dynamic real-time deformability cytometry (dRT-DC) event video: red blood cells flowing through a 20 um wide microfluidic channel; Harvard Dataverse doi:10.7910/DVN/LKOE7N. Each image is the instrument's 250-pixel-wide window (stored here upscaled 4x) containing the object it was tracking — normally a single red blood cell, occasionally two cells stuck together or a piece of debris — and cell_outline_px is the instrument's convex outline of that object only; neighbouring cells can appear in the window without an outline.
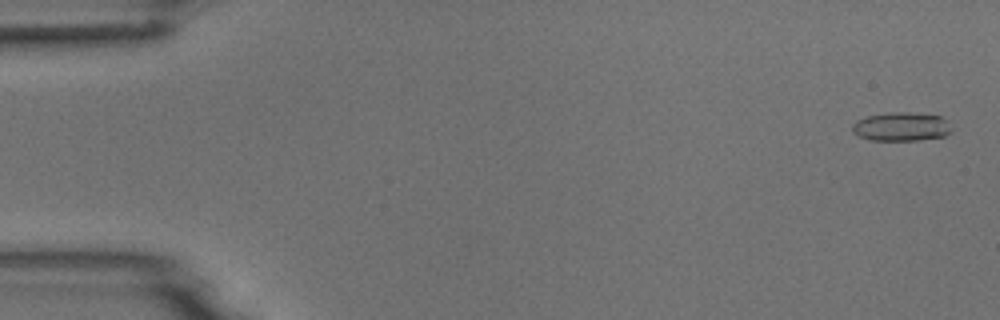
{"species": "common noctule bat (a hibernating species)", "species_latin": "Nyctalus noctula", "temperature_condition": "room temperature", "stored_images_in_passage": 55, "camera_frame_rate_fps": 3000, "um_per_image_px": 0.085, "animal": {"sex": "male", "body_mass_g": 18.8}, "frame": {"image": 1, "passage_image": 2, "time_ms": 0.333, "image_size_px": [1000, 320], "cell_outline_px": [[952, 128], [944, 136], [916, 140], [872, 140], [860, 136], [852, 132], [852, 124], [856, 120], [868, 116], [892, 112], [908, 112], [940, 116], [948, 120]], "centroid_in_image_um": [76.61, 10.76], "position_along_channel_um": 8.4, "area_um2": 16.53}}
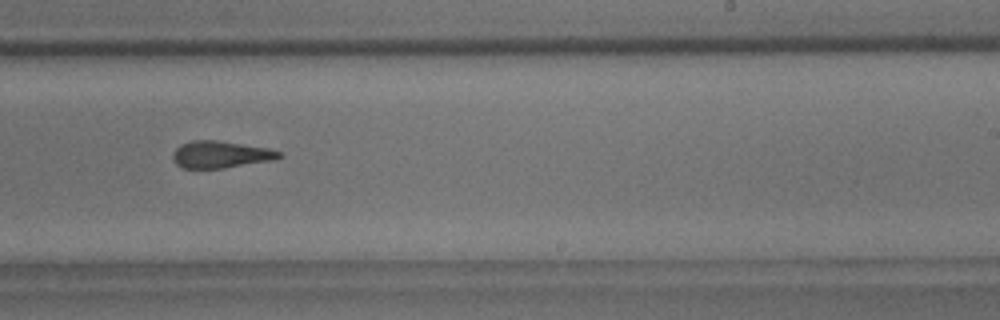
{"frame": {"image": 2, "passage_image": 34, "time_ms": 11.0, "image_size_px": [1000, 320], "cell_outline_px": [[284, 156], [276, 160], [224, 168], [184, 168], [176, 164], [172, 160], [172, 152], [180, 144], [192, 140], [216, 140], [268, 148], [280, 152]], "centroid_in_image_um": [18.75, 13.13], "position_along_channel_um": 270.3, "area_um2": 16.88}}
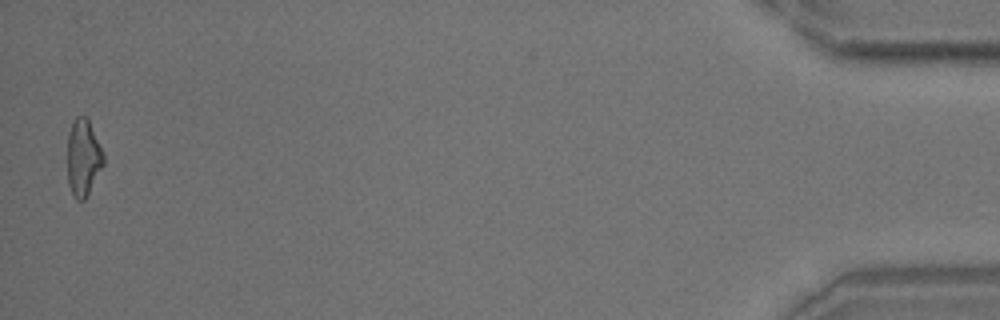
{"frame": {"image": 3, "passage_image": 54, "time_ms": 17.667, "image_size_px": [1000, 320], "cell_outline_px": [[104, 164], [84, 200], [76, 200], [68, 184], [68, 132], [72, 120], [76, 116], [84, 116], [88, 120], [104, 156]], "centroid_in_image_um": [7.05, 13.39], "position_along_channel_um": 428.1, "area_um2": 15.84}, "authors_computed_cell_mechanics": {"area_um2": 17.051, "velocity_mm_per_s": 3.7387, "shape_relaxation_time_tau1_ms": 8.6833, "shape_relaxation_time_tau2_ms": 3.0695, "deformation_change_tau1": 0.2451, "deformation_change_tau2": 0.12}}